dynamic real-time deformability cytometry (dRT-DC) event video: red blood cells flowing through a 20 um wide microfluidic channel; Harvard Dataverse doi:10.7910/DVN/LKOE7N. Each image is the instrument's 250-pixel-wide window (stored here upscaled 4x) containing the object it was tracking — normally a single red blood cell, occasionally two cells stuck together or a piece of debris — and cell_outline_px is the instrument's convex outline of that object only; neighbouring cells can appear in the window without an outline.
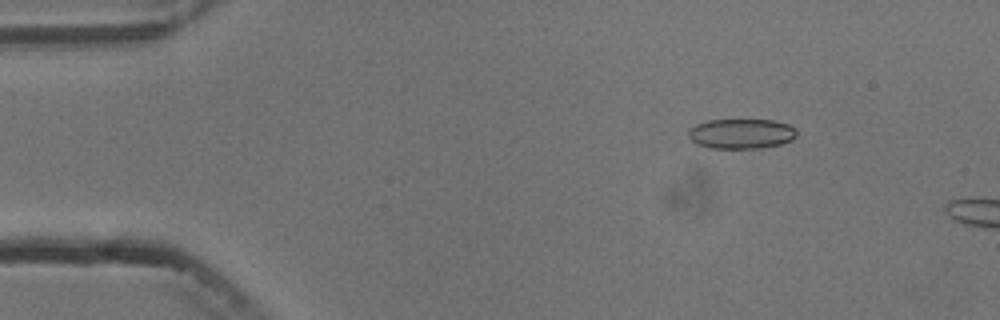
{"species": "common noctule bat (a hibernating species)", "species_latin": "Nyctalus noctula", "temperature_condition": "cold", "stored_images_in_passage": 5, "camera_frame_rate_fps": 3000, "um_per_image_px": 0.085, "animal": {"sex": "male", "body_mass_g": 13.3}, "frame": {"image": 1, "passage_image": 3, "time_ms": 2.333, "image_size_px": [1000, 320], "cell_outline_px": [[796, 136], [792, 140], [780, 144], [760, 148], [708, 148], [696, 144], [688, 136], [688, 128], [696, 124], [708, 120], [772, 120], [788, 124], [796, 128]], "centroid_in_image_um": [62.99, 11.36], "position_along_channel_um": 22.0, "area_um2": 19.02}}